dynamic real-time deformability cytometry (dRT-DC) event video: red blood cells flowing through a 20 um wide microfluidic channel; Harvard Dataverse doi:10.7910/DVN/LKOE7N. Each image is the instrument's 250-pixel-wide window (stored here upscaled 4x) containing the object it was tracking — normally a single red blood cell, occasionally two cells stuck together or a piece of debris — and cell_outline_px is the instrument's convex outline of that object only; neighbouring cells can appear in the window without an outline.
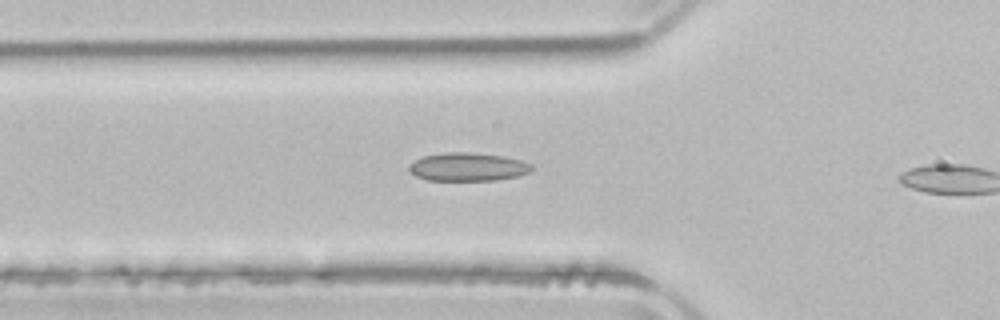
{"species": "common noctule bat (a hibernating species)", "species_latin": "Nyctalus noctula", "temperature_condition": "room temperature", "stored_images_in_passage": 11, "camera_frame_rate_fps": 3000, "um_per_image_px": 0.085, "animal": {"sex": "male", "body_mass_g": 21.5, "forearm_length_mm": 52.0}, "frame": {"image": 1, "passage_image": 10, "time_ms": 3.0, "image_size_px": [1000, 320], "cell_outline_px": [[532, 168], [528, 172], [516, 176], [496, 180], [428, 180], [416, 176], [408, 168], [408, 164], [424, 156], [444, 152], [472, 152], [504, 156], [520, 160], [532, 164]], "centroid_in_image_um": [39.75, 14.17], "position_along_channel_um": 86.0, "area_um2": 20.11}}